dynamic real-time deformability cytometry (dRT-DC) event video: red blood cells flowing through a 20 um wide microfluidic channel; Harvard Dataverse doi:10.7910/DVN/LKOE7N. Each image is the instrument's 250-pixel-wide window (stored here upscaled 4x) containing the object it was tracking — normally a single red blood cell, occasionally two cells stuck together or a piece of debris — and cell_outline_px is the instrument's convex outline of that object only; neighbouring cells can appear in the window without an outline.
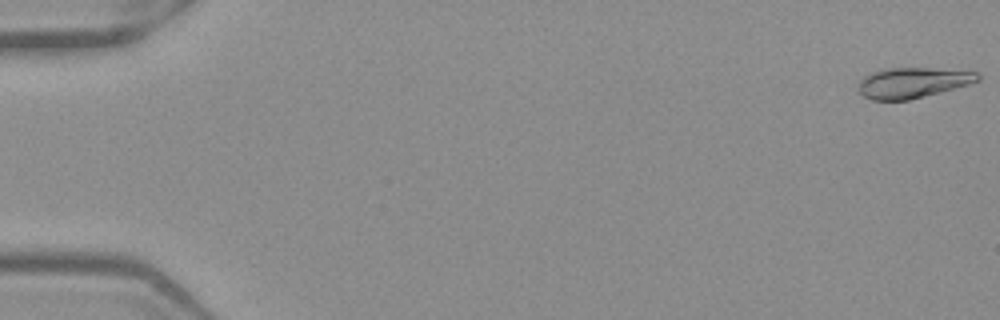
{"species": "Egyptian fruit bat (a non-hibernating species)", "species_latin": "Rousettus aegyptiacus", "temperature_condition": "warm", "stored_images_in_passage": 53, "camera_frame_rate_fps": 3000, "um_per_image_px": 0.085, "frame": {"image": 1, "passage_image": 1, "time_ms": 0.0, "image_size_px": [1000, 320], "cell_outline_px": [[980, 80], [968, 84], [924, 96], [908, 100], [872, 100], [856, 92], [856, 88], [860, 80], [864, 76], [872, 72], [884, 68], [928, 68], [980, 72]], "centroid_in_image_um": [77.51, 7.03], "position_along_channel_um": 7.5, "area_um2": 21.21}}
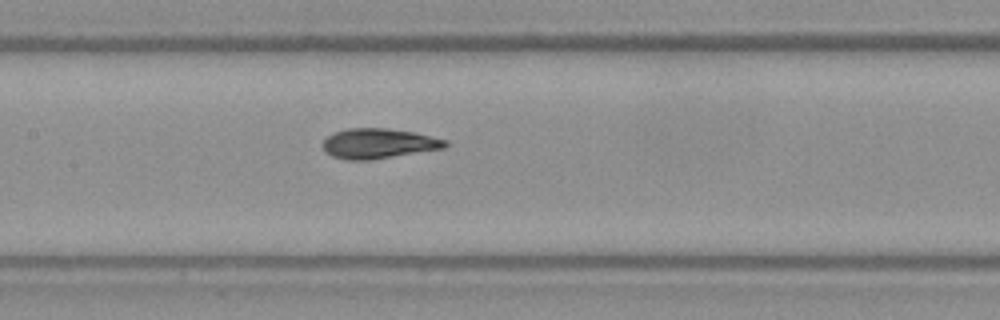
{"frame": {"image": 2, "passage_image": 26, "time_ms": 8.333, "image_size_px": [1000, 320], "cell_outline_px": [[448, 144], [444, 148], [372, 160], [348, 160], [332, 156], [324, 152], [320, 144], [328, 136], [336, 132], [348, 128], [388, 128], [416, 132], [448, 140]], "centroid_in_image_um": [32.17, 12.2], "position_along_channel_um": 175.2, "area_um2": 21.68}}
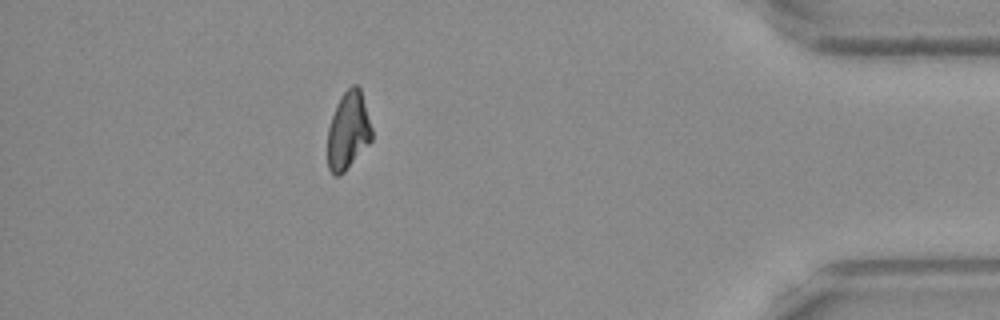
{"frame": {"image": 3, "passage_image": 47, "time_ms": 15.333, "image_size_px": [1000, 320], "cell_outline_px": [[372, 140], [344, 172], [340, 176], [336, 176], [328, 168], [328, 128], [336, 104], [344, 92], [352, 84], [356, 84], [360, 88], [372, 128]], "centroid_in_image_um": [29.59, 11.11], "position_along_channel_um": 405.6, "area_um2": 19.88}, "authors_computed_cell_mechanics": {"area_um2": 21.2126, "velocity_mm_per_s": 3.9258, "shape_relaxation_time_tau1_ms": 6.0339, "shape_relaxation_time_tau2_ms": 1.0243, "deformation_change_tau1": 0.1985, "deformation_change_tau2": 0.04}}